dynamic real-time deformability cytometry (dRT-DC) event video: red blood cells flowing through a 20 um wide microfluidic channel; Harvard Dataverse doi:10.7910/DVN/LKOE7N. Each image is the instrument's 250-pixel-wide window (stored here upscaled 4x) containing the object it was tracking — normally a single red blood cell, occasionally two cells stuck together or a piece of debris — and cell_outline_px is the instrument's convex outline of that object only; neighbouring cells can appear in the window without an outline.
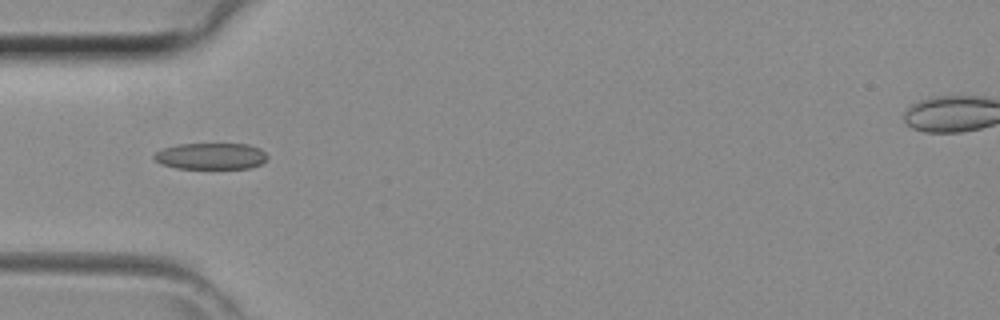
{"species": "common noctule bat (a hibernating species)", "species_latin": "Nyctalus noctula", "temperature_condition": "room temperature", "stored_images_in_passage": 33, "camera_frame_rate_fps": 3000, "um_per_image_px": 0.085, "animal": {"sex": "female", "body_mass_g": 29.2, "forearm_length_mm": 56.3}, "frame": {"image": 1, "passage_image": 4, "time_ms": 1.0, "image_size_px": [1000, 320], "cell_outline_px": [[268, 160], [252, 168], [176, 168], [160, 164], [152, 156], [156, 152], [164, 148], [180, 144], [248, 144], [260, 148], [268, 156]], "centroid_in_image_um": [17.95, 13.27], "position_along_channel_um": 67.0, "area_um2": 17.46}}
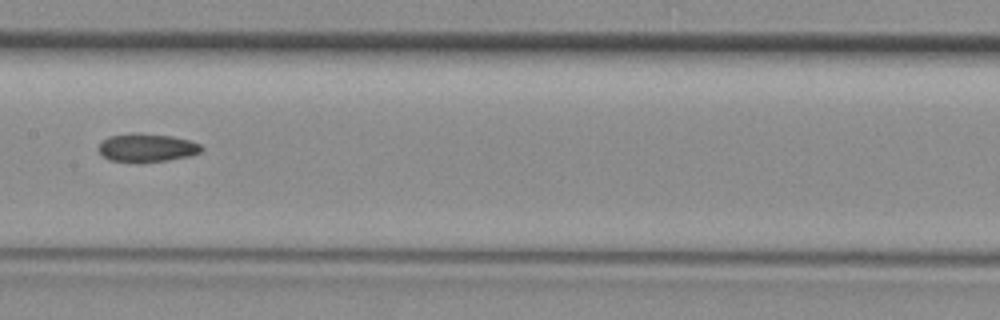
{"frame": {"image": 2, "passage_image": 12, "time_ms": 3.667, "image_size_px": [1000, 320], "cell_outline_px": [[204, 148], [200, 152], [192, 156], [168, 160], [140, 164], [136, 164], [108, 160], [100, 152], [100, 144], [108, 136], [172, 136], [188, 140], [200, 144]], "centroid_in_image_um": [12.53, 12.65], "position_along_channel_um": 194.9, "area_um2": 16.47}}
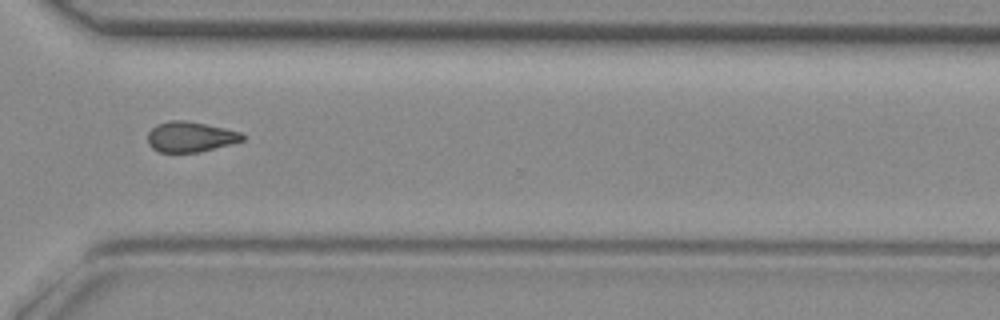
{"frame": {"image": 3, "passage_image": 22, "time_ms": 7.0, "image_size_px": [1000, 320], "cell_outline_px": [[244, 140], [232, 144], [200, 152], [160, 152], [152, 148], [148, 144], [148, 132], [152, 128], [168, 120], [184, 120], [224, 128], [240, 132], [244, 136]], "centroid_in_image_um": [16.18, 11.64], "position_along_channel_um": 354.4, "area_um2": 16.65}}